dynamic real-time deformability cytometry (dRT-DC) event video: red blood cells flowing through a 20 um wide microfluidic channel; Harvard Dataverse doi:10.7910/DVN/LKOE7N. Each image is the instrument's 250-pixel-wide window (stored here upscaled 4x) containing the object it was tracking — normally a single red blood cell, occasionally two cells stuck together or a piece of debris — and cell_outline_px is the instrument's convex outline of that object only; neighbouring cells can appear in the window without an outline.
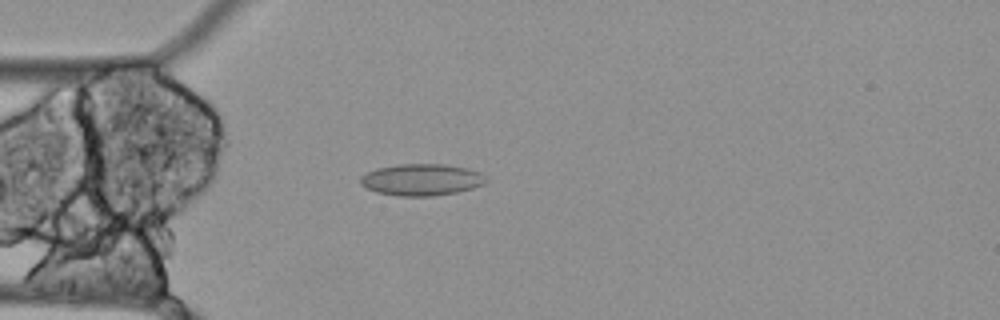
{"species": "Egyptian fruit bat (a non-hibernating species)", "species_latin": "Rousettus aegyptiacus", "temperature_condition": "cold", "stored_images_in_passage": 56, "camera_frame_rate_fps": 3000, "um_per_image_px": 0.085, "animal": {"sex": "female"}, "frame": {"image": 1, "passage_image": 15, "time_ms": 4.667, "image_size_px": [1000, 320], "cell_outline_px": [[488, 180], [484, 184], [472, 188], [456, 192], [432, 196], [400, 196], [376, 192], [360, 184], [360, 176], [376, 168], [400, 164], [444, 164], [468, 168], [480, 172], [488, 176]], "centroid_in_image_um": [35.86, 15.27], "position_along_channel_um": 49.1, "area_um2": 23.29}}
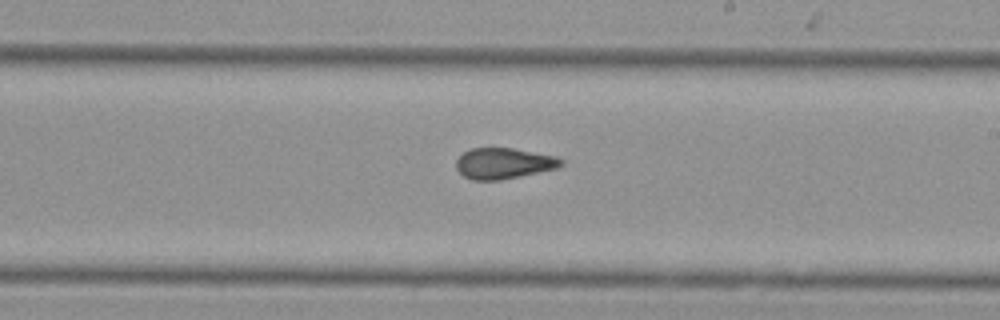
{"frame": {"image": 2, "passage_image": 32, "time_ms": 10.333, "image_size_px": [1000, 320], "cell_outline_px": [[564, 164], [556, 168], [520, 176], [500, 180], [472, 180], [464, 176], [456, 168], [456, 160], [464, 152], [472, 148], [512, 148], [556, 156], [564, 160]], "centroid_in_image_um": [42.82, 13.88], "position_along_channel_um": 246.2, "area_um2": 18.79}}
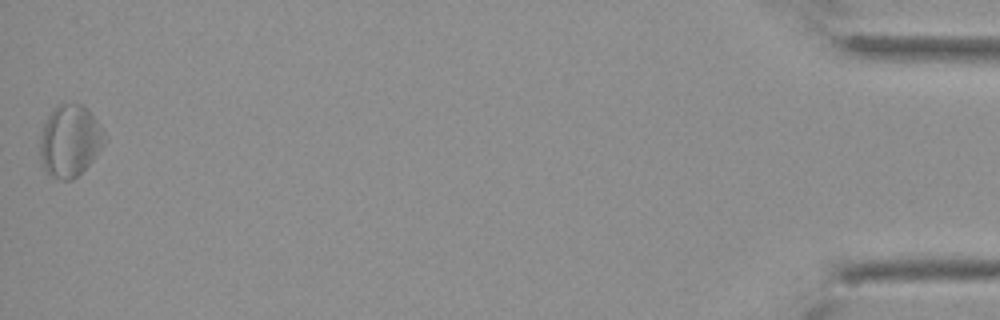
{"frame": {"image": 3, "passage_image": 56, "time_ms": 18.333, "image_size_px": [1000, 320], "cell_outline_px": [[108, 140], [92, 160], [72, 180], [60, 180], [52, 176], [40, 164], [40, 136], [44, 124], [52, 108], [56, 104], [64, 100], [84, 104], [88, 108], [104, 132]], "centroid_in_image_um": [5.93, 11.9], "position_along_channel_um": 429.3, "area_um2": 27.51}, "authors_computed_cell_mechanics": {"area_um2": 21.4727, "velocity_mm_per_s": 3.4561, "shape_relaxation_time_tau1_ms": null, "shape_relaxation_time_tau2_ms": 3.4905, "deformation_change_tau1": null, "deformation_change_tau2": 0.096}}